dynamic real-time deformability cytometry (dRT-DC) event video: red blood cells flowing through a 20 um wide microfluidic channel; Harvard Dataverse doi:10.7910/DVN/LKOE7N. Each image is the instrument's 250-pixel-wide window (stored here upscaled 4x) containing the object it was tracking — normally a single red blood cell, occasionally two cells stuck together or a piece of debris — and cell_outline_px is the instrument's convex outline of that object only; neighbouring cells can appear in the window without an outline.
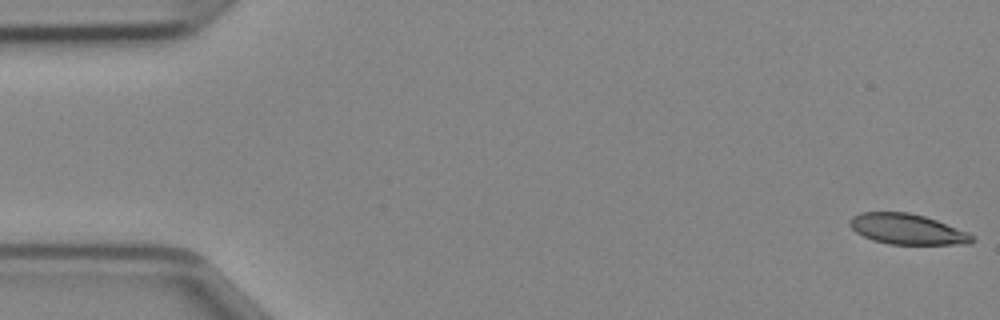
{"species": "Egyptian fruit bat (a non-hibernating species)", "species_latin": "Rousettus aegyptiacus", "temperature_condition": "cold", "stored_images_in_passage": 48, "segment_of_instrument_passage": [1, 2], "camera_frame_rate_fps": 3000, "um_per_image_px": 0.085, "animal": {"sex": "female"}, "frame": {"image": 1, "passage_image": 1, "time_ms": 0.0, "image_size_px": [1000, 320], "cell_outline_px": [[976, 240], [968, 244], [888, 244], [872, 240], [856, 232], [848, 224], [852, 216], [860, 212], [908, 212], [924, 216], [936, 220], [968, 232]], "centroid_in_image_um": [77.1, 19.48], "position_along_channel_um": 7.9, "area_um2": 21.68}}
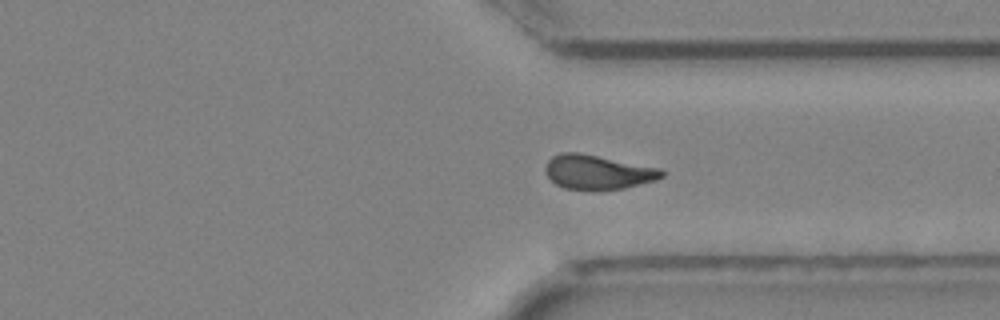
{"frame": {"image": 2, "passage_image": 35, "time_ms": 11.333, "image_size_px": [1000, 320], "cell_outline_px": [[664, 176], [656, 180], [624, 188], [564, 188], [556, 184], [544, 172], [544, 168], [548, 160], [552, 156], [560, 152], [580, 152], [660, 168], [664, 172]], "centroid_in_image_um": [50.79, 14.59], "position_along_channel_um": 360.6, "area_um2": 22.95}}
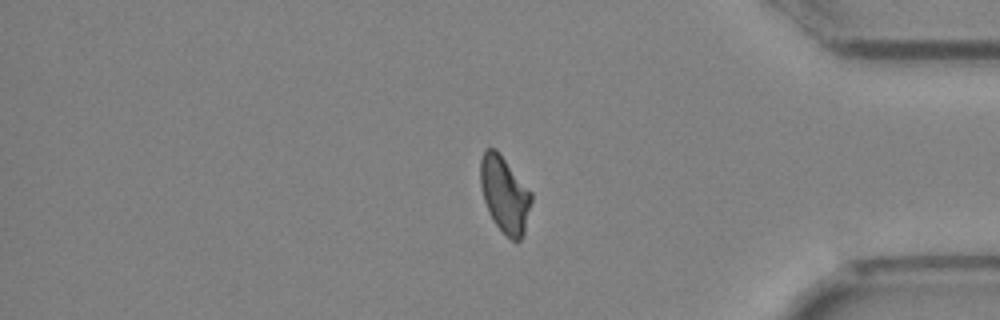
{"frame": {"image": 3, "passage_image": 39, "time_ms": 12.667, "image_size_px": [1000, 320], "cell_outline_px": [[532, 200], [524, 232], [520, 240], [512, 240], [492, 220], [488, 212], [484, 200], [480, 184], [480, 160], [484, 148], [496, 148], [500, 152], [532, 192]], "centroid_in_image_um": [42.88, 16.47], "position_along_channel_um": 392.3, "area_um2": 22.77}}